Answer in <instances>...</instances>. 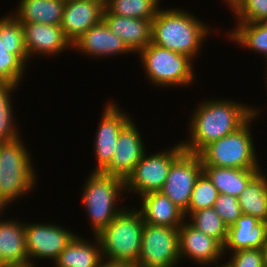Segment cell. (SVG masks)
<instances>
[{
    "instance_id": "obj_16",
    "label": "cell",
    "mask_w": 267,
    "mask_h": 267,
    "mask_svg": "<svg viewBox=\"0 0 267 267\" xmlns=\"http://www.w3.org/2000/svg\"><path fill=\"white\" fill-rule=\"evenodd\" d=\"M179 253L180 261L188 257L201 265L216 263L219 266L217 263L224 256L223 245L215 238L196 230L188 220L179 227Z\"/></svg>"
},
{
    "instance_id": "obj_11",
    "label": "cell",
    "mask_w": 267,
    "mask_h": 267,
    "mask_svg": "<svg viewBox=\"0 0 267 267\" xmlns=\"http://www.w3.org/2000/svg\"><path fill=\"white\" fill-rule=\"evenodd\" d=\"M203 173V163L199 154L184 151L171 165L164 186L160 190L185 215L195 183Z\"/></svg>"
},
{
    "instance_id": "obj_37",
    "label": "cell",
    "mask_w": 267,
    "mask_h": 267,
    "mask_svg": "<svg viewBox=\"0 0 267 267\" xmlns=\"http://www.w3.org/2000/svg\"><path fill=\"white\" fill-rule=\"evenodd\" d=\"M224 1L227 3V5H229L230 9L233 10L241 0H224Z\"/></svg>"
},
{
    "instance_id": "obj_22",
    "label": "cell",
    "mask_w": 267,
    "mask_h": 267,
    "mask_svg": "<svg viewBox=\"0 0 267 267\" xmlns=\"http://www.w3.org/2000/svg\"><path fill=\"white\" fill-rule=\"evenodd\" d=\"M66 0H20L13 14L22 24L43 23L60 26Z\"/></svg>"
},
{
    "instance_id": "obj_35",
    "label": "cell",
    "mask_w": 267,
    "mask_h": 267,
    "mask_svg": "<svg viewBox=\"0 0 267 267\" xmlns=\"http://www.w3.org/2000/svg\"><path fill=\"white\" fill-rule=\"evenodd\" d=\"M98 267H137L136 265L102 260Z\"/></svg>"
},
{
    "instance_id": "obj_14",
    "label": "cell",
    "mask_w": 267,
    "mask_h": 267,
    "mask_svg": "<svg viewBox=\"0 0 267 267\" xmlns=\"http://www.w3.org/2000/svg\"><path fill=\"white\" fill-rule=\"evenodd\" d=\"M133 121L121 130L111 162L101 172L126 180L146 152L138 126Z\"/></svg>"
},
{
    "instance_id": "obj_32",
    "label": "cell",
    "mask_w": 267,
    "mask_h": 267,
    "mask_svg": "<svg viewBox=\"0 0 267 267\" xmlns=\"http://www.w3.org/2000/svg\"><path fill=\"white\" fill-rule=\"evenodd\" d=\"M232 12L238 23L267 22V0H241Z\"/></svg>"
},
{
    "instance_id": "obj_7",
    "label": "cell",
    "mask_w": 267,
    "mask_h": 267,
    "mask_svg": "<svg viewBox=\"0 0 267 267\" xmlns=\"http://www.w3.org/2000/svg\"><path fill=\"white\" fill-rule=\"evenodd\" d=\"M138 54L146 77L153 85L186 87L194 83V60L190 57L152 43Z\"/></svg>"
},
{
    "instance_id": "obj_19",
    "label": "cell",
    "mask_w": 267,
    "mask_h": 267,
    "mask_svg": "<svg viewBox=\"0 0 267 267\" xmlns=\"http://www.w3.org/2000/svg\"><path fill=\"white\" fill-rule=\"evenodd\" d=\"M266 241L267 222L242 214L233 225L228 227L223 251L225 254L230 250L235 252L246 249H262Z\"/></svg>"
},
{
    "instance_id": "obj_23",
    "label": "cell",
    "mask_w": 267,
    "mask_h": 267,
    "mask_svg": "<svg viewBox=\"0 0 267 267\" xmlns=\"http://www.w3.org/2000/svg\"><path fill=\"white\" fill-rule=\"evenodd\" d=\"M75 235L54 261L57 267H98L103 260L97 236L94 244Z\"/></svg>"
},
{
    "instance_id": "obj_10",
    "label": "cell",
    "mask_w": 267,
    "mask_h": 267,
    "mask_svg": "<svg viewBox=\"0 0 267 267\" xmlns=\"http://www.w3.org/2000/svg\"><path fill=\"white\" fill-rule=\"evenodd\" d=\"M181 143L148 156L146 152L125 180V190L143 194L160 191L166 182L172 163L184 152Z\"/></svg>"
},
{
    "instance_id": "obj_38",
    "label": "cell",
    "mask_w": 267,
    "mask_h": 267,
    "mask_svg": "<svg viewBox=\"0 0 267 267\" xmlns=\"http://www.w3.org/2000/svg\"><path fill=\"white\" fill-rule=\"evenodd\" d=\"M262 250H263L264 264H265V267H267V241L264 244V247L262 248Z\"/></svg>"
},
{
    "instance_id": "obj_34",
    "label": "cell",
    "mask_w": 267,
    "mask_h": 267,
    "mask_svg": "<svg viewBox=\"0 0 267 267\" xmlns=\"http://www.w3.org/2000/svg\"><path fill=\"white\" fill-rule=\"evenodd\" d=\"M226 267H265L262 249L235 251L226 263Z\"/></svg>"
},
{
    "instance_id": "obj_4",
    "label": "cell",
    "mask_w": 267,
    "mask_h": 267,
    "mask_svg": "<svg viewBox=\"0 0 267 267\" xmlns=\"http://www.w3.org/2000/svg\"><path fill=\"white\" fill-rule=\"evenodd\" d=\"M21 139L0 143V212L35 188L36 171Z\"/></svg>"
},
{
    "instance_id": "obj_3",
    "label": "cell",
    "mask_w": 267,
    "mask_h": 267,
    "mask_svg": "<svg viewBox=\"0 0 267 267\" xmlns=\"http://www.w3.org/2000/svg\"><path fill=\"white\" fill-rule=\"evenodd\" d=\"M144 221L137 208H125L98 235L107 261L137 265Z\"/></svg>"
},
{
    "instance_id": "obj_20",
    "label": "cell",
    "mask_w": 267,
    "mask_h": 267,
    "mask_svg": "<svg viewBox=\"0 0 267 267\" xmlns=\"http://www.w3.org/2000/svg\"><path fill=\"white\" fill-rule=\"evenodd\" d=\"M144 223L167 227H180L186 220L185 213L161 191H152L139 197Z\"/></svg>"
},
{
    "instance_id": "obj_13",
    "label": "cell",
    "mask_w": 267,
    "mask_h": 267,
    "mask_svg": "<svg viewBox=\"0 0 267 267\" xmlns=\"http://www.w3.org/2000/svg\"><path fill=\"white\" fill-rule=\"evenodd\" d=\"M104 108L94 142L97 166L93 171H102L111 162L118 136L131 121L127 113L123 112L114 102L107 103Z\"/></svg>"
},
{
    "instance_id": "obj_2",
    "label": "cell",
    "mask_w": 267,
    "mask_h": 267,
    "mask_svg": "<svg viewBox=\"0 0 267 267\" xmlns=\"http://www.w3.org/2000/svg\"><path fill=\"white\" fill-rule=\"evenodd\" d=\"M208 25L186 10L159 9L152 20L151 43L195 59L205 37Z\"/></svg>"
},
{
    "instance_id": "obj_18",
    "label": "cell",
    "mask_w": 267,
    "mask_h": 267,
    "mask_svg": "<svg viewBox=\"0 0 267 267\" xmlns=\"http://www.w3.org/2000/svg\"><path fill=\"white\" fill-rule=\"evenodd\" d=\"M72 48L82 54L95 57L132 53L122 39L113 33L104 20L90 27L73 44Z\"/></svg>"
},
{
    "instance_id": "obj_26",
    "label": "cell",
    "mask_w": 267,
    "mask_h": 267,
    "mask_svg": "<svg viewBox=\"0 0 267 267\" xmlns=\"http://www.w3.org/2000/svg\"><path fill=\"white\" fill-rule=\"evenodd\" d=\"M242 214L267 222V177L260 171L238 197Z\"/></svg>"
},
{
    "instance_id": "obj_29",
    "label": "cell",
    "mask_w": 267,
    "mask_h": 267,
    "mask_svg": "<svg viewBox=\"0 0 267 267\" xmlns=\"http://www.w3.org/2000/svg\"><path fill=\"white\" fill-rule=\"evenodd\" d=\"M189 224L196 230L218 240L222 245L225 244L228 226L216 213L214 208H203L197 211H189Z\"/></svg>"
},
{
    "instance_id": "obj_24",
    "label": "cell",
    "mask_w": 267,
    "mask_h": 267,
    "mask_svg": "<svg viewBox=\"0 0 267 267\" xmlns=\"http://www.w3.org/2000/svg\"><path fill=\"white\" fill-rule=\"evenodd\" d=\"M0 252L1 266L29 261L25 241V224L14 219L0 221Z\"/></svg>"
},
{
    "instance_id": "obj_15",
    "label": "cell",
    "mask_w": 267,
    "mask_h": 267,
    "mask_svg": "<svg viewBox=\"0 0 267 267\" xmlns=\"http://www.w3.org/2000/svg\"><path fill=\"white\" fill-rule=\"evenodd\" d=\"M104 0H66L60 27L71 45L103 20Z\"/></svg>"
},
{
    "instance_id": "obj_33",
    "label": "cell",
    "mask_w": 267,
    "mask_h": 267,
    "mask_svg": "<svg viewBox=\"0 0 267 267\" xmlns=\"http://www.w3.org/2000/svg\"><path fill=\"white\" fill-rule=\"evenodd\" d=\"M213 208L228 227L242 215L238 198L231 195L219 194Z\"/></svg>"
},
{
    "instance_id": "obj_25",
    "label": "cell",
    "mask_w": 267,
    "mask_h": 267,
    "mask_svg": "<svg viewBox=\"0 0 267 267\" xmlns=\"http://www.w3.org/2000/svg\"><path fill=\"white\" fill-rule=\"evenodd\" d=\"M260 171L261 169L203 166V173L217 188L219 194L231 195L237 198Z\"/></svg>"
},
{
    "instance_id": "obj_36",
    "label": "cell",
    "mask_w": 267,
    "mask_h": 267,
    "mask_svg": "<svg viewBox=\"0 0 267 267\" xmlns=\"http://www.w3.org/2000/svg\"><path fill=\"white\" fill-rule=\"evenodd\" d=\"M1 267H35V263L28 261L25 263L3 264Z\"/></svg>"
},
{
    "instance_id": "obj_1",
    "label": "cell",
    "mask_w": 267,
    "mask_h": 267,
    "mask_svg": "<svg viewBox=\"0 0 267 267\" xmlns=\"http://www.w3.org/2000/svg\"><path fill=\"white\" fill-rule=\"evenodd\" d=\"M201 103L190 117V138L181 141L182 148L189 153L199 154L210 143L237 131L255 113L260 114L257 108L228 99H210Z\"/></svg>"
},
{
    "instance_id": "obj_31",
    "label": "cell",
    "mask_w": 267,
    "mask_h": 267,
    "mask_svg": "<svg viewBox=\"0 0 267 267\" xmlns=\"http://www.w3.org/2000/svg\"><path fill=\"white\" fill-rule=\"evenodd\" d=\"M219 191L209 178L202 173L193 188L189 203V211H197L203 208H213Z\"/></svg>"
},
{
    "instance_id": "obj_17",
    "label": "cell",
    "mask_w": 267,
    "mask_h": 267,
    "mask_svg": "<svg viewBox=\"0 0 267 267\" xmlns=\"http://www.w3.org/2000/svg\"><path fill=\"white\" fill-rule=\"evenodd\" d=\"M22 26L29 59L35 54L53 57L72 47L60 26L43 23H24Z\"/></svg>"
},
{
    "instance_id": "obj_28",
    "label": "cell",
    "mask_w": 267,
    "mask_h": 267,
    "mask_svg": "<svg viewBox=\"0 0 267 267\" xmlns=\"http://www.w3.org/2000/svg\"><path fill=\"white\" fill-rule=\"evenodd\" d=\"M105 10L103 14H114L117 16L150 19L155 18L160 0H104Z\"/></svg>"
},
{
    "instance_id": "obj_12",
    "label": "cell",
    "mask_w": 267,
    "mask_h": 267,
    "mask_svg": "<svg viewBox=\"0 0 267 267\" xmlns=\"http://www.w3.org/2000/svg\"><path fill=\"white\" fill-rule=\"evenodd\" d=\"M74 236V232L57 224L26 223L25 241L29 261L33 263L36 258L54 262Z\"/></svg>"
},
{
    "instance_id": "obj_6",
    "label": "cell",
    "mask_w": 267,
    "mask_h": 267,
    "mask_svg": "<svg viewBox=\"0 0 267 267\" xmlns=\"http://www.w3.org/2000/svg\"><path fill=\"white\" fill-rule=\"evenodd\" d=\"M257 116L255 113L237 131L207 145L199 153L203 166L261 169L250 129Z\"/></svg>"
},
{
    "instance_id": "obj_5",
    "label": "cell",
    "mask_w": 267,
    "mask_h": 267,
    "mask_svg": "<svg viewBox=\"0 0 267 267\" xmlns=\"http://www.w3.org/2000/svg\"><path fill=\"white\" fill-rule=\"evenodd\" d=\"M83 187L82 203L97 236L126 207H117V198L125 191V180L101 171H91ZM93 225V226H92Z\"/></svg>"
},
{
    "instance_id": "obj_21",
    "label": "cell",
    "mask_w": 267,
    "mask_h": 267,
    "mask_svg": "<svg viewBox=\"0 0 267 267\" xmlns=\"http://www.w3.org/2000/svg\"><path fill=\"white\" fill-rule=\"evenodd\" d=\"M103 20L133 53L138 54L151 43L152 21L150 19L103 14Z\"/></svg>"
},
{
    "instance_id": "obj_30",
    "label": "cell",
    "mask_w": 267,
    "mask_h": 267,
    "mask_svg": "<svg viewBox=\"0 0 267 267\" xmlns=\"http://www.w3.org/2000/svg\"><path fill=\"white\" fill-rule=\"evenodd\" d=\"M18 88L17 84L0 82V143L11 142L20 138L14 123L11 94ZM13 113V114H12Z\"/></svg>"
},
{
    "instance_id": "obj_27",
    "label": "cell",
    "mask_w": 267,
    "mask_h": 267,
    "mask_svg": "<svg viewBox=\"0 0 267 267\" xmlns=\"http://www.w3.org/2000/svg\"><path fill=\"white\" fill-rule=\"evenodd\" d=\"M238 26L227 34L231 41L264 54L267 59V22L237 23Z\"/></svg>"
},
{
    "instance_id": "obj_9",
    "label": "cell",
    "mask_w": 267,
    "mask_h": 267,
    "mask_svg": "<svg viewBox=\"0 0 267 267\" xmlns=\"http://www.w3.org/2000/svg\"><path fill=\"white\" fill-rule=\"evenodd\" d=\"M179 260V227L144 223L136 266L175 267Z\"/></svg>"
},
{
    "instance_id": "obj_8",
    "label": "cell",
    "mask_w": 267,
    "mask_h": 267,
    "mask_svg": "<svg viewBox=\"0 0 267 267\" xmlns=\"http://www.w3.org/2000/svg\"><path fill=\"white\" fill-rule=\"evenodd\" d=\"M28 60L22 23L11 13L0 18V82L20 85Z\"/></svg>"
}]
</instances>
